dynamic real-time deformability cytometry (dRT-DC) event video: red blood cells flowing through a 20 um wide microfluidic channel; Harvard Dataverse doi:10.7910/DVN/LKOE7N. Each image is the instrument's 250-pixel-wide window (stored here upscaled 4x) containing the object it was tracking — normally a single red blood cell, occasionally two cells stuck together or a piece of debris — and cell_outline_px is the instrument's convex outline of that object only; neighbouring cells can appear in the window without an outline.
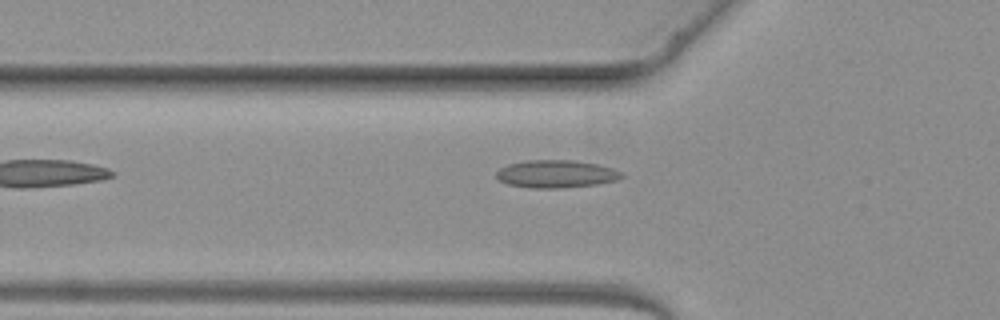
{"species": "common noctule bat (a hibernating species)", "species_latin": "Nyctalus noctula", "temperature_condition": "warm", "stored_images_in_passage": 2, "camera_frame_rate_fps": 3000, "um_per_image_px": 0.085, "animal": {"sex": "female", "body_mass_g": 19.3, "forearm_length_mm": 54.1}, "frame": {"image": 1, "passage_image": 2, "time_ms": 1.0, "image_size_px": [1000, 320], "cell_outline_px": [[624, 176], [616, 180], [596, 184], [560, 188], [532, 188], [508, 184], [500, 180], [496, 176], [496, 172], [500, 168], [508, 164], [524, 160], [572, 160], [596, 164], [612, 168], [624, 172]], "centroid_in_image_um": [47.27, 14.78], "position_along_channel_um": 78.5, "area_um2": 20.17}}